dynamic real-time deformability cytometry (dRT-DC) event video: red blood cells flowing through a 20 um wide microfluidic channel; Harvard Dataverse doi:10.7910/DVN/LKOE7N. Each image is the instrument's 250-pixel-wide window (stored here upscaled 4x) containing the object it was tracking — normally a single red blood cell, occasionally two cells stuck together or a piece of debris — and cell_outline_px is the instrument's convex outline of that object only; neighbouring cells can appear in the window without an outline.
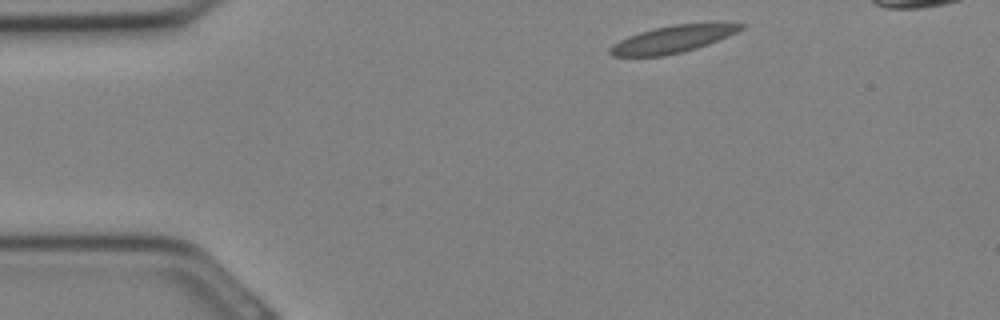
{"species": "Egyptian fruit bat (a non-hibernating species)", "species_latin": "Rousettus aegyptiacus", "temperature_condition": "cold", "stored_images_in_passage": 11, "camera_frame_rate_fps": 3000, "um_per_image_px": 0.085, "animal": {"sex": "female"}, "frame": {"image": 1, "passage_image": 1, "time_ms": 0.0, "image_size_px": [1000, 320], "cell_outline_px": [[748, 24], [744, 28], [728, 36], [708, 44], [696, 48], [664, 56], [612, 56], [608, 52], [608, 48], [612, 44], [628, 36], [640, 32], [672, 24]], "centroid_in_image_um": [57.11, 3.35], "position_along_channel_um": 27.9, "area_um2": 20.29}}
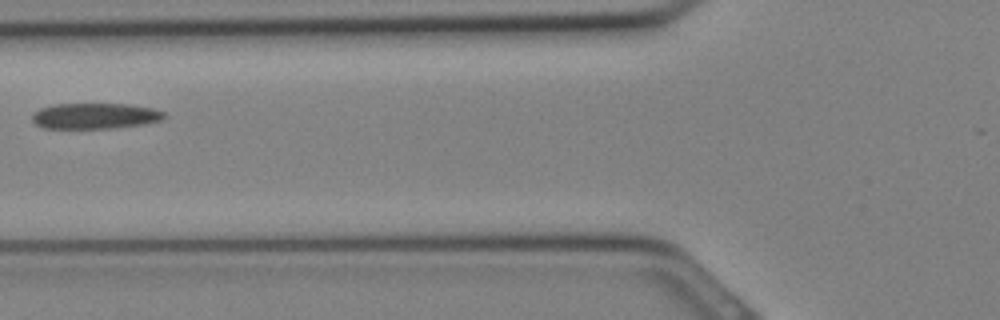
{"frame": {"image": 2, "passage_image": 8, "time_ms": 2.333, "image_size_px": [1000, 320], "cell_outline_px": [[168, 116], [160, 120], [144, 124], [116, 128], [40, 128], [32, 120], [32, 112], [40, 108], [52, 104], [128, 104], [152, 108], [164, 112]], "centroid_in_image_um": [8.05, 9.85], "position_along_channel_um": 117.7, "area_um2": 20.0}}
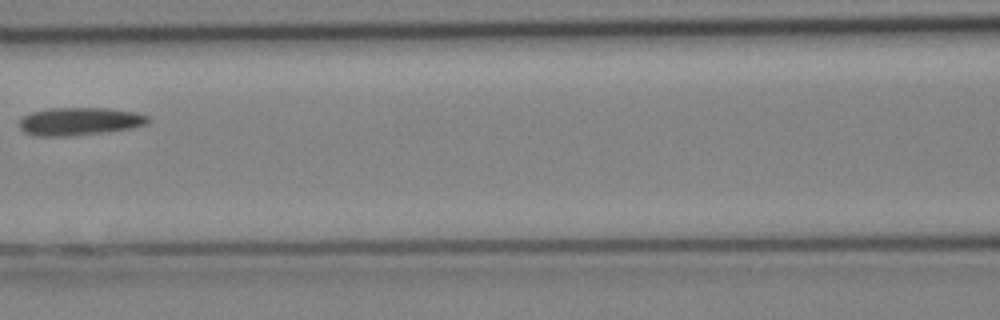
{"frame": {"image": 3, "passage_image": 10, "time_ms": 3.0, "image_size_px": [1000, 320], "cell_outline_px": [[148, 124], [132, 128], [68, 136], [32, 136], [24, 132], [20, 128], [20, 120], [24, 116], [32, 112], [48, 108], [104, 108], [136, 112], [148, 116]], "centroid_in_image_um": [6.74, 10.31], "position_along_channel_um": 159.9, "area_um2": 20.75}}